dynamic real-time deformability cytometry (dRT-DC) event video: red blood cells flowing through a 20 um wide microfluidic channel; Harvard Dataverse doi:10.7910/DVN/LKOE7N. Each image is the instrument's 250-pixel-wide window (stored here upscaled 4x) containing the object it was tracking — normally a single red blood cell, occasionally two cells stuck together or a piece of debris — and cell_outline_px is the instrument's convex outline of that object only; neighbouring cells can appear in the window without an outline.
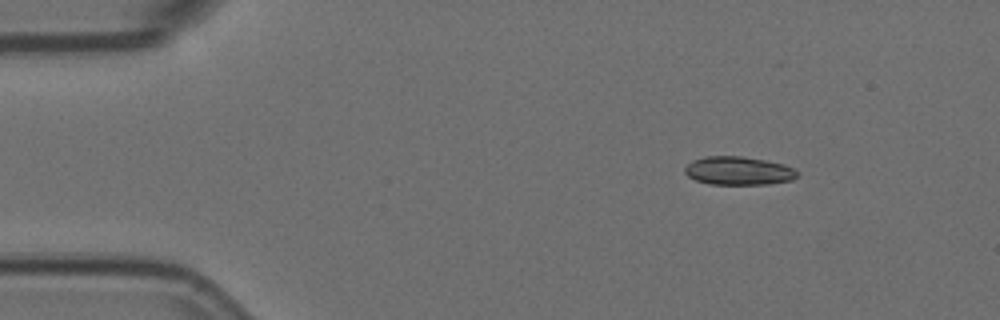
{"species": "Egyptian fruit bat (a non-hibernating species)", "species_latin": "Rousettus aegyptiacus", "temperature_condition": "room temperature", "stored_images_in_passage": 9, "camera_frame_rate_fps": 3000, "um_per_image_px": 0.085, "animal": {"sex": "female"}, "frame": {"image": 1, "passage_image": 3, "time_ms": 0.667, "image_size_px": [1000, 320], "cell_outline_px": [[800, 172], [792, 180], [768, 184], [712, 184], [696, 180], [688, 176], [684, 172], [684, 168], [692, 160], [704, 156], [740, 156], [764, 160], [784, 164]], "centroid_in_image_um": [62.76, 14.51], "position_along_channel_um": 22.2, "area_um2": 18.55}}
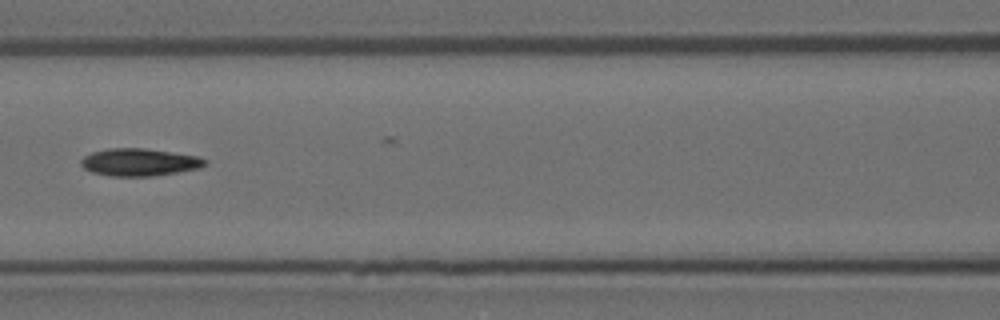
{"frame": {"image": 2, "passage_image": 8, "time_ms": 2.333, "image_size_px": [1000, 320], "cell_outline_px": [[208, 164], [200, 168], [152, 176], [112, 176], [92, 172], [84, 168], [80, 164], [80, 160], [84, 156], [92, 152], [108, 148], [144, 148], [196, 156], [208, 160]], "centroid_in_image_um": [11.84, 13.78], "position_along_channel_um": 154.8, "area_um2": 19.77}}
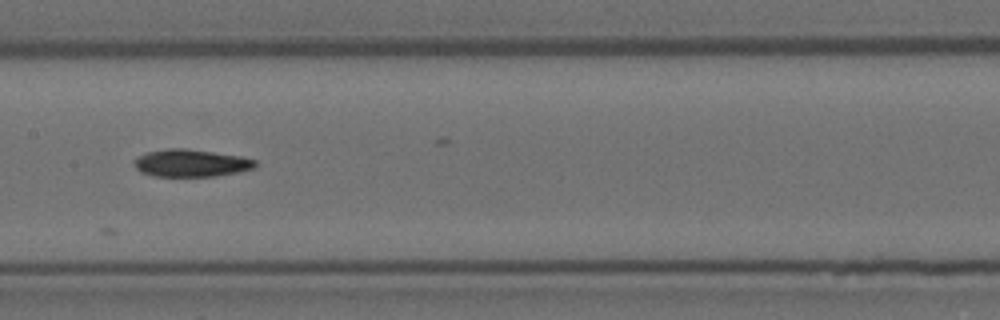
{"frame": {"image": 3, "passage_image": 9, "time_ms": 2.667, "image_size_px": [1000, 320], "cell_outline_px": [[256, 168], [240, 172], [216, 176], [152, 176], [140, 172], [132, 164], [132, 160], [148, 152], [168, 148], [184, 148], [240, 156], [256, 160]], "centroid_in_image_um": [16.23, 13.87], "position_along_channel_um": 191.2, "area_um2": 19.42}}